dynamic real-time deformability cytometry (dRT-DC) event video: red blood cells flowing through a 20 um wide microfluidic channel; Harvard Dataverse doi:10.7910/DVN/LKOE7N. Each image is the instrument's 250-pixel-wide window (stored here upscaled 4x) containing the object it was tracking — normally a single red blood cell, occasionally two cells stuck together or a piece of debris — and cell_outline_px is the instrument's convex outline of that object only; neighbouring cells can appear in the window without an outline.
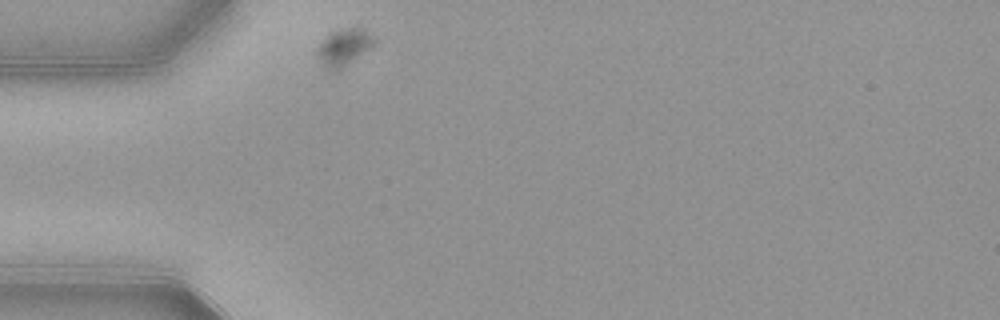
{"species": "common noctule bat (a hibernating species)", "species_latin": "Nyctalus noctula", "temperature_condition": "warm", "stored_images_in_passage": 34, "camera_frame_rate_fps": 3000, "um_per_image_px": 0.085, "animal": {"sex": "female", "body_mass_g": 21.9}, "frame": {"image": 1, "passage_image": 1, "time_ms": 0.0, "image_size_px": [1000, 320], "cell_outline_px": [[376, 44], [344, 64], [328, 68], [324, 64], [320, 56], [320, 44], [332, 32], [352, 28], [360, 28], [376, 40]], "centroid_in_image_um": [29.3, 3.93], "position_along_channel_um": 55.7, "area_um2": 10.58}}
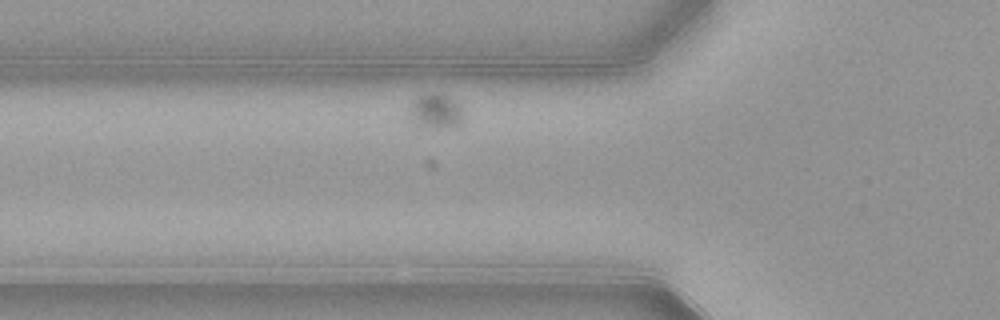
{"frame": {"image": 2, "passage_image": 5, "time_ms": 1.333, "image_size_px": [1000, 320], "cell_outline_px": [[464, 124], [456, 128], [432, 128], [412, 124], [408, 116], [408, 108], [412, 100], [420, 96], [448, 96], [460, 104], [464, 112]], "centroid_in_image_um": [37.07, 9.55], "position_along_channel_um": 88.7, "area_um2": 11.27}}
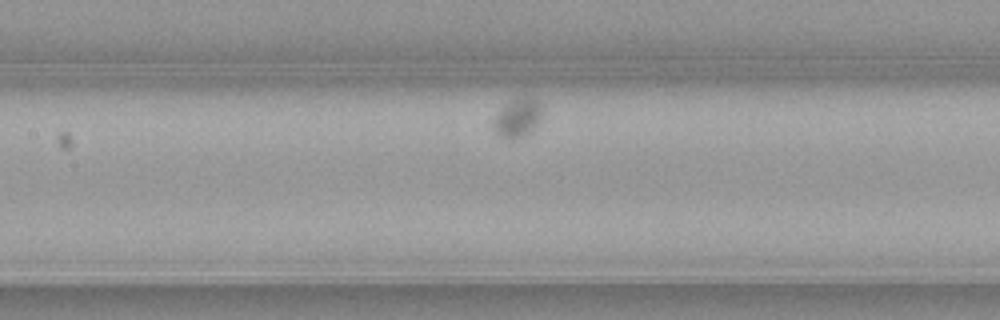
{"frame": {"image": 3, "passage_image": 12, "time_ms": 3.667, "image_size_px": [1000, 320], "cell_outline_px": [[544, 112], [536, 128], [528, 136], [512, 140], [508, 140], [492, 132], [492, 124], [500, 108], [512, 100], [536, 100], [544, 108]], "centroid_in_image_um": [44.0, 10.12], "position_along_channel_um": 163.4, "area_um2": 11.21}}